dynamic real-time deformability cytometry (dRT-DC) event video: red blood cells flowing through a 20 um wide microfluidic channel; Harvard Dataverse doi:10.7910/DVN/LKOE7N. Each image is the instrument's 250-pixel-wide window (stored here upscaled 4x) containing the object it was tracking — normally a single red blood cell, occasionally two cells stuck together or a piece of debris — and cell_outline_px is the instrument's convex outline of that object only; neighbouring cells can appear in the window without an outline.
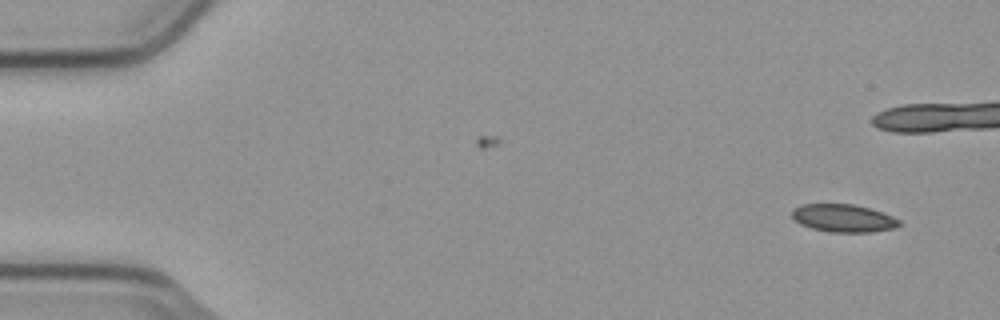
{"species": "common noctule bat (a hibernating species)", "species_latin": "Nyctalus noctula", "temperature_condition": "cold", "stored_images_in_passage": 8, "camera_frame_rate_fps": 3000, "um_per_image_px": 0.085, "animal": {"sex": "male", "body_mass_g": 23.1, "forearm_length_mm": 52.7}, "frame": {"image": 1, "passage_image": 1, "time_ms": 0.0, "image_size_px": [1000, 320], "cell_outline_px": [[900, 224], [892, 228], [872, 232], [832, 232], [812, 228], [800, 224], [792, 216], [792, 208], [800, 204], [852, 204], [868, 208], [892, 216], [900, 220]], "centroid_in_image_um": [71.65, 18.54], "position_along_channel_um": 13.4, "area_um2": 17.17}}
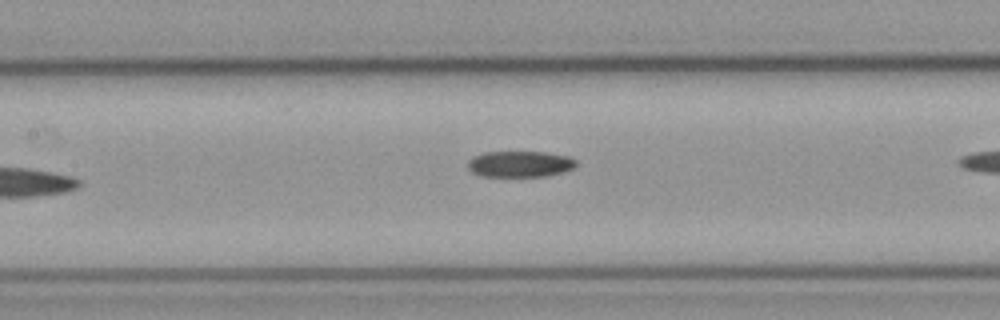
{"frame": {"image": 2, "passage_image": 7, "time_ms": 2.0, "image_size_px": [1000, 320], "cell_outline_px": [[576, 164], [572, 168], [564, 172], [544, 176], [480, 176], [472, 172], [468, 168], [468, 160], [472, 156], [484, 152], [544, 152], [568, 156], [576, 160]], "centroid_in_image_um": [44.16, 13.94], "position_along_channel_um": 163.2, "area_um2": 16.47}}